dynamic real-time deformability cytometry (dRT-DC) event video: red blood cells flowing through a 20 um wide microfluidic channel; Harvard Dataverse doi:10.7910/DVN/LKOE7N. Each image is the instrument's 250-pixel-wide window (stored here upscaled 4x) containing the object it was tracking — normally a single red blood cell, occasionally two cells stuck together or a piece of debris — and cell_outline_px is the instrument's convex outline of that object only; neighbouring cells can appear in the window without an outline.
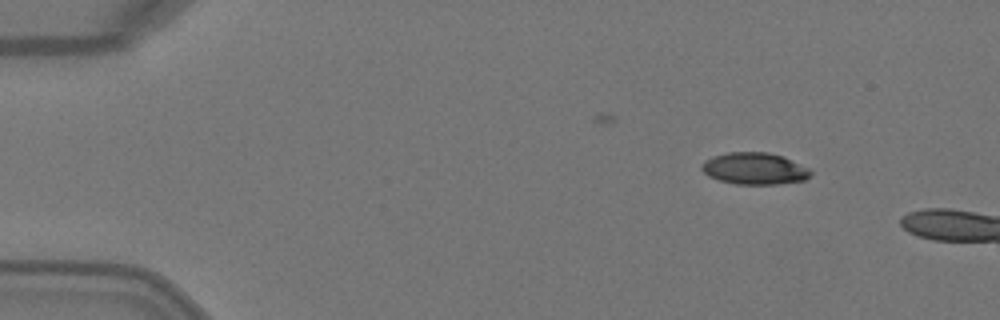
{"species": "Egyptian fruit bat (a non-hibernating species)", "species_latin": "Rousettus aegyptiacus", "temperature_condition": "warm", "stored_images_in_passage": 5, "camera_frame_rate_fps": 3000, "um_per_image_px": 0.085, "animal": {"sex": "female"}, "frame": {"image": 1, "passage_image": 3, "time_ms": 0.667, "image_size_px": [1000, 320], "cell_outline_px": [[812, 172], [804, 180], [776, 184], [736, 184], [720, 180], [708, 176], [700, 168], [700, 164], [704, 160], [712, 156], [728, 152], [768, 152], [784, 156], [808, 168]], "centroid_in_image_um": [64.09, 14.31], "position_along_channel_um": 20.9, "area_um2": 20.23}}